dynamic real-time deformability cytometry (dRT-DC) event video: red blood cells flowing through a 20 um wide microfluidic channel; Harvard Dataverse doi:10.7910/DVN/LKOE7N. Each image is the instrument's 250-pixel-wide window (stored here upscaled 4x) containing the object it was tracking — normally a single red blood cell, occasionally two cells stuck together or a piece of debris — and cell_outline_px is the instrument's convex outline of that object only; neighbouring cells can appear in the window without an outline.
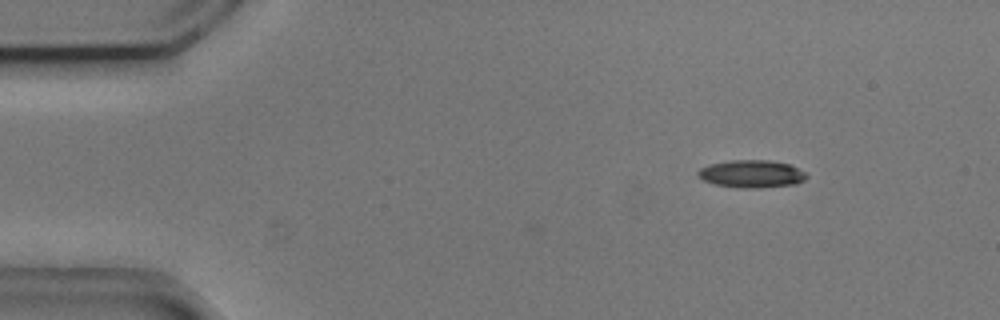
{"species": "common noctule bat (a hibernating species)", "species_latin": "Nyctalus noctula", "temperature_condition": "cold", "stored_images_in_passage": 39, "camera_frame_rate_fps": 3000, "um_per_image_px": 0.085, "animal": {"sex": "male", "body_mass_g": 20.5, "forearm_length_mm": 52.5}, "frame": {"image": 1, "passage_image": 1, "time_ms": 0.0, "image_size_px": [1000, 320], "cell_outline_px": [[808, 176], [804, 180], [796, 184], [760, 188], [736, 188], [712, 184], [696, 176], [696, 172], [700, 168], [708, 164], [732, 160], [768, 160], [788, 164], [804, 172]], "centroid_in_image_um": [63.82, 14.79], "position_along_channel_um": 21.2, "area_um2": 17.63}}
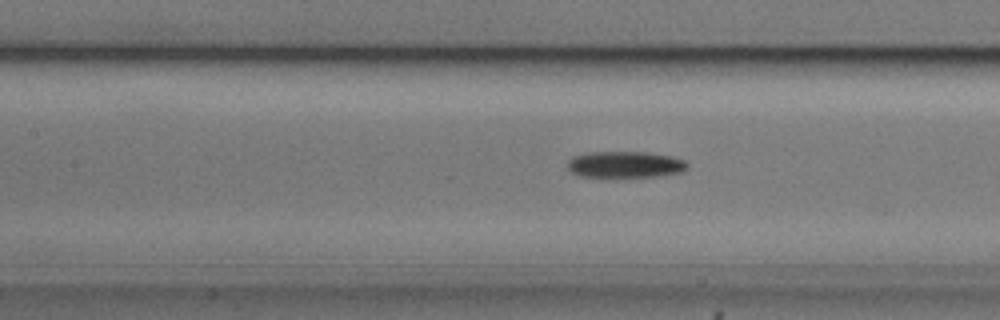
{"frame": {"image": 2, "passage_image": 18, "time_ms": 5.667, "image_size_px": [1000, 320], "cell_outline_px": [[688, 168], [684, 172], [660, 176], [580, 176], [572, 172], [568, 168], [568, 160], [572, 156], [588, 152], [648, 152], [672, 156], [684, 160], [688, 164]], "centroid_in_image_um": [53.18, 13.97], "position_along_channel_um": 154.2, "area_um2": 18.44}}
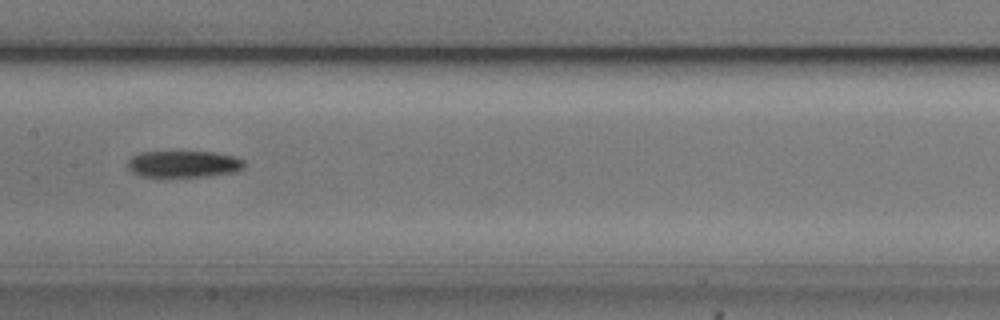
{"frame": {"image": 3, "passage_image": 21, "time_ms": 6.667, "image_size_px": [1000, 320], "cell_outline_px": [[244, 168], [232, 172], [208, 176], [160, 180], [140, 176], [132, 172], [128, 168], [128, 160], [132, 156], [140, 152], [216, 152], [236, 156], [244, 160]], "centroid_in_image_um": [15.56, 13.99], "position_along_channel_um": 191.8, "area_um2": 19.02}, "authors_computed_cell_mechanics": {"area_um2": 18.1492, "velocity_mm_per_s": 3.7571, "shape_relaxation_time_tau1_ms": 4.0115, "shape_relaxation_time_tau2_ms": null, "deformation_change_tau1": 0.132, "deformation_change_tau2": null}}